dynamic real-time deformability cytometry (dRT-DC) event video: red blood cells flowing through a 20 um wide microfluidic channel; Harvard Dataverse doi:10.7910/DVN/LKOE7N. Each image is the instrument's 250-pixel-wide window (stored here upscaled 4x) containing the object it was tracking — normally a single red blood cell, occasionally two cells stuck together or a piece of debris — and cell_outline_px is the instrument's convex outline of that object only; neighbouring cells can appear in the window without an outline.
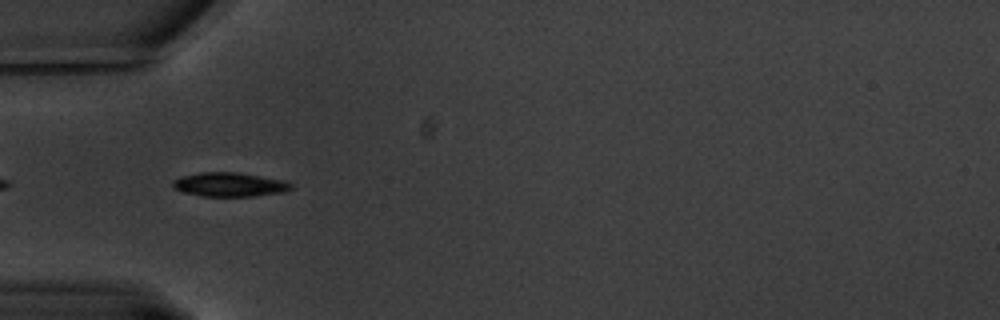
{"species": "common noctule bat (a hibernating species)", "species_latin": "Nyctalus noctula", "temperature_condition": "warm", "stored_images_in_passage": 45, "camera_frame_rate_fps": 3000, "um_per_image_px": 0.085, "animal": {"sex": "male", "body_mass_g": 20.1, "forearm_length_mm": 53.5}, "frame": {"image": 1, "passage_image": 3, "time_ms": 0.667, "image_size_px": [1000, 320], "cell_outline_px": [[292, 188], [284, 192], [252, 196], [204, 196], [184, 192], [176, 188], [172, 184], [172, 180], [184, 176], [200, 172], [236, 172], [284, 180], [292, 184]], "centroid_in_image_um": [19.53, 15.68], "position_along_channel_um": 65.5, "area_um2": 16.36}}
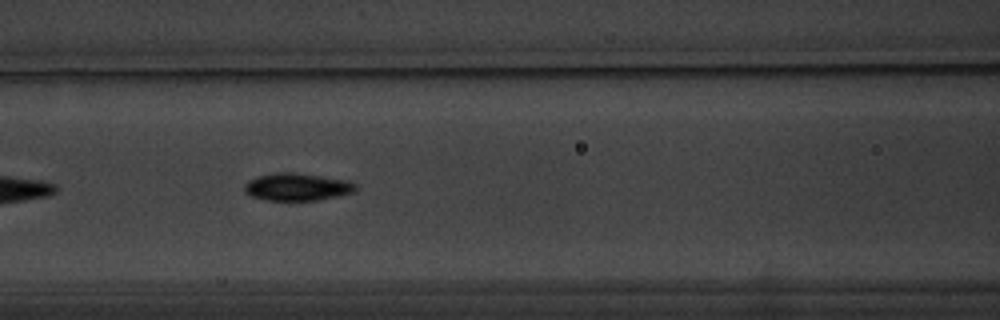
{"frame": {"image": 2, "passage_image": 10, "time_ms": 3.0, "image_size_px": [1000, 320], "cell_outline_px": [[356, 192], [316, 200], [268, 200], [252, 196], [244, 192], [244, 184], [248, 180], [260, 176], [276, 172], [296, 172], [348, 180], [356, 184]], "centroid_in_image_um": [25.26, 15.87], "position_along_channel_um": 141.3, "area_um2": 17.8}}
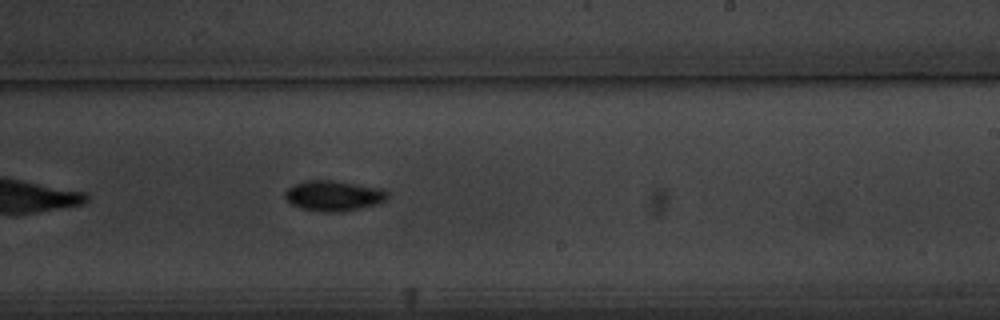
{"frame": {"image": 3, "passage_image": 21, "time_ms": 6.667, "image_size_px": [1000, 320], "cell_outline_px": [[388, 196], [384, 200], [376, 204], [360, 208], [340, 212], [324, 212], [300, 208], [284, 200], [284, 192], [288, 188], [304, 180], [332, 180], [384, 188], [388, 192]], "centroid_in_image_um": [28.33, 16.63], "position_along_channel_um": 260.7, "area_um2": 18.26}, "authors_computed_cell_mechanics": {"area_um2": 16.473, "velocity_mm_per_s": 3.2692, "shape_relaxation_time_tau1_ms": 2.9573, "shape_relaxation_time_tau2_ms": null, "deformation_change_tau1": 0.117, "deformation_change_tau2": null}}